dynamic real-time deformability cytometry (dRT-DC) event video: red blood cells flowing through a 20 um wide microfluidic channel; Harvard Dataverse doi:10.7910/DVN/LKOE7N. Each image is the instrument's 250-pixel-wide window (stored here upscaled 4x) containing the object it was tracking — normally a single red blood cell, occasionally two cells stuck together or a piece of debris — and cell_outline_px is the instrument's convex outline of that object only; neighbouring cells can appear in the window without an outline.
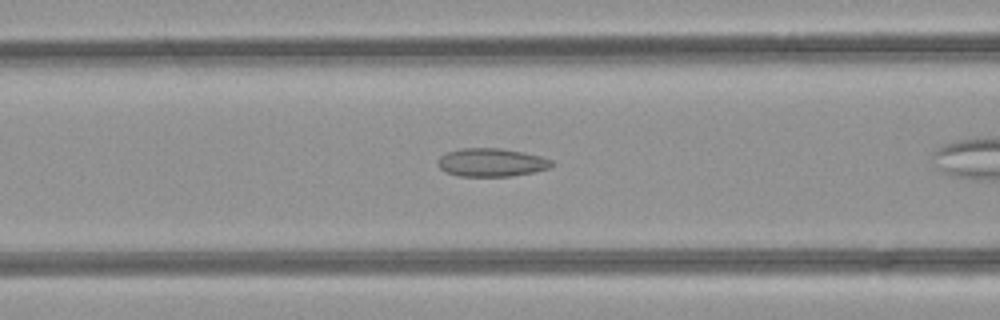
{"species": "common noctule bat (a hibernating species)", "species_latin": "Nyctalus noctula", "temperature_condition": "room temperature", "stored_images_in_passage": 31, "camera_frame_rate_fps": 3000, "um_per_image_px": 0.085, "animal": {"sex": "female", "body_mass_g": 21.9}, "frame": {"image": 1, "passage_image": 12, "time_ms": 3.667, "image_size_px": [1000, 320], "cell_outline_px": [[556, 164], [548, 168], [532, 172], [508, 176], [460, 176], [444, 172], [436, 164], [436, 160], [440, 156], [448, 152], [460, 148], [500, 148], [524, 152], [540, 156], [552, 160]], "centroid_in_image_um": [41.74, 13.8], "position_along_channel_um": 124.9, "area_um2": 18.84}}
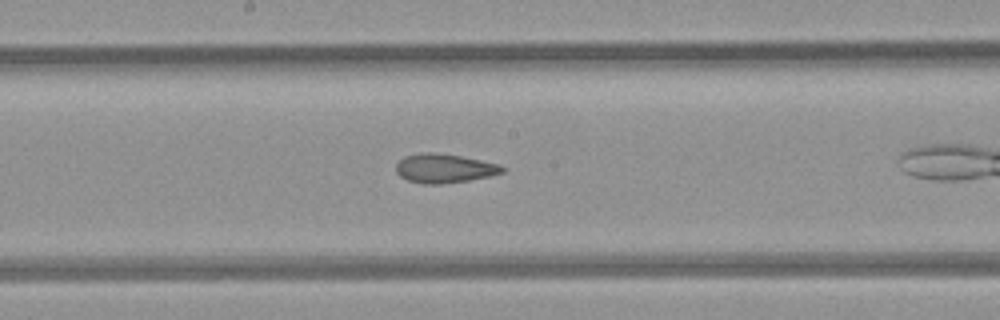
{"frame": {"image": 2, "passage_image": 18, "time_ms": 5.667, "image_size_px": [1000, 320], "cell_outline_px": [[508, 168], [504, 172], [488, 176], [468, 180], [440, 184], [424, 184], [408, 180], [400, 176], [396, 172], [396, 164], [404, 156], [420, 152], [436, 152], [460, 156], [500, 164]], "centroid_in_image_um": [37.77, 14.3], "position_along_channel_um": 210.4, "area_um2": 18.03}}
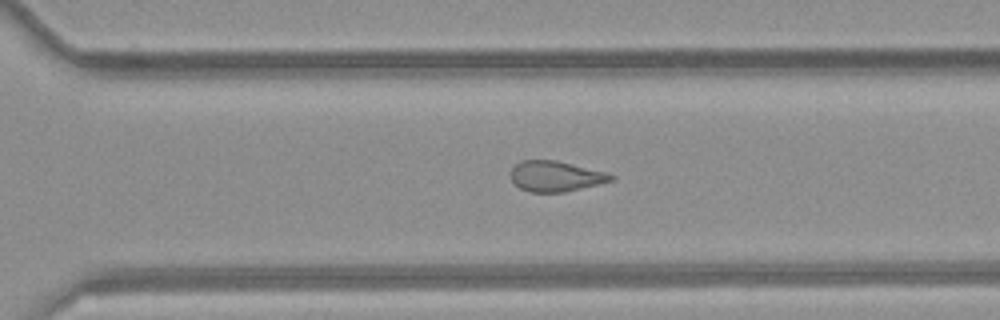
{"frame": {"image": 3, "passage_image": 26, "time_ms": 8.333, "image_size_px": [1000, 320], "cell_outline_px": [[616, 180], [564, 192], [532, 192], [520, 188], [508, 176], [508, 172], [520, 160], [556, 160], [608, 172], [616, 176]], "centroid_in_image_um": [47.24, 14.97], "position_along_channel_um": 323.4, "area_um2": 18.09}}